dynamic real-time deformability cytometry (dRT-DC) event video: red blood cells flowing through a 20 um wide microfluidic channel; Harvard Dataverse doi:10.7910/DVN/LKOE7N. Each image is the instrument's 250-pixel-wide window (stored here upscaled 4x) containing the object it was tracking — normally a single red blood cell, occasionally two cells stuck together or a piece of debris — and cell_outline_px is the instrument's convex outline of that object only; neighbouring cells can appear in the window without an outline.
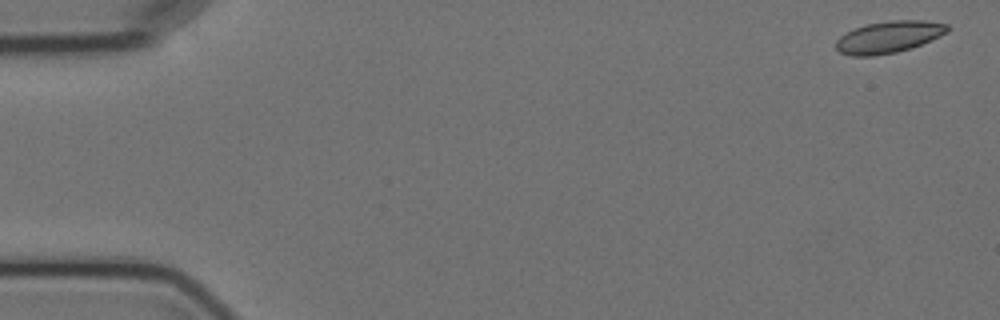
{"species": "Egyptian fruit bat (a non-hibernating species)", "species_latin": "Rousettus aegyptiacus", "temperature_condition": "cold", "stored_images_in_passage": 5, "camera_frame_rate_fps": 3000, "um_per_image_px": 0.085, "animal": {"sex": "female"}, "frame": {"image": 1, "passage_image": 1, "time_ms": 0.0, "image_size_px": [1000, 320], "cell_outline_px": [[948, 32], [940, 36], [920, 44], [896, 52], [872, 56], [852, 56], [840, 52], [836, 48], [836, 40], [840, 36], [856, 28], [868, 24], [888, 20], [924, 20], [948, 24]], "centroid_in_image_um": [75.54, 3.14], "position_along_channel_um": 9.5, "area_um2": 20.4}}